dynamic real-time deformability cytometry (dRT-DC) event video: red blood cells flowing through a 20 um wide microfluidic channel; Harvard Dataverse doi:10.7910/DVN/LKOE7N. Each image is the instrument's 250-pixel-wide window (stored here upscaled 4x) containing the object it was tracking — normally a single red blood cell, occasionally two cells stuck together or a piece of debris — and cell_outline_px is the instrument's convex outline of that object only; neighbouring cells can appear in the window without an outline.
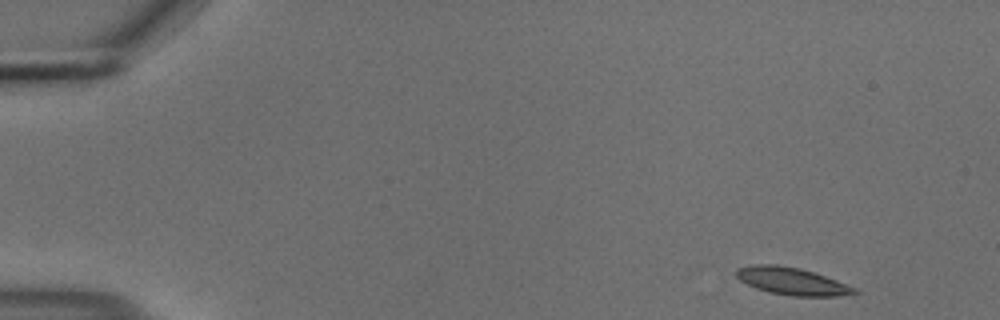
{"species": "common noctule bat (a hibernating species)", "species_latin": "Nyctalus noctula", "temperature_condition": "cold", "stored_images_in_passage": 13, "camera_frame_rate_fps": 3000, "um_per_image_px": 0.085, "animal": {"sex": "male", "body_mass_g": 18.8}, "frame": {"image": 1, "passage_image": 1, "time_ms": 0.0, "image_size_px": [1000, 320], "cell_outline_px": [[860, 292], [840, 296], [792, 296], [768, 292], [756, 288], [740, 280], [736, 276], [736, 268], [752, 264], [776, 264], [800, 268], [836, 280], [856, 288]], "centroid_in_image_um": [67.29, 23.9], "position_along_channel_um": 17.7, "area_um2": 18.79}}
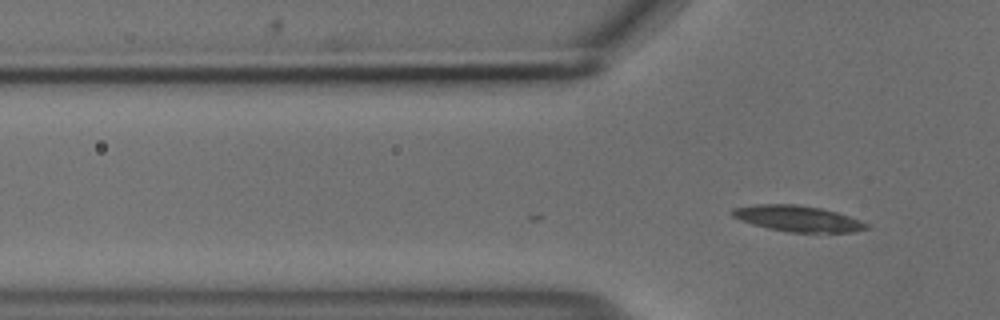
{"frame": {"image": 2, "passage_image": 13, "time_ms": 4.0, "image_size_px": [1000, 320], "cell_outline_px": [[868, 228], [852, 232], [788, 232], [768, 228], [752, 224], [740, 220], [732, 216], [732, 208], [756, 204], [796, 204], [820, 208], [836, 212], [848, 216], [868, 224]], "centroid_in_image_um": [67.76, 18.57], "position_along_channel_um": 58.0, "area_um2": 20.06}}